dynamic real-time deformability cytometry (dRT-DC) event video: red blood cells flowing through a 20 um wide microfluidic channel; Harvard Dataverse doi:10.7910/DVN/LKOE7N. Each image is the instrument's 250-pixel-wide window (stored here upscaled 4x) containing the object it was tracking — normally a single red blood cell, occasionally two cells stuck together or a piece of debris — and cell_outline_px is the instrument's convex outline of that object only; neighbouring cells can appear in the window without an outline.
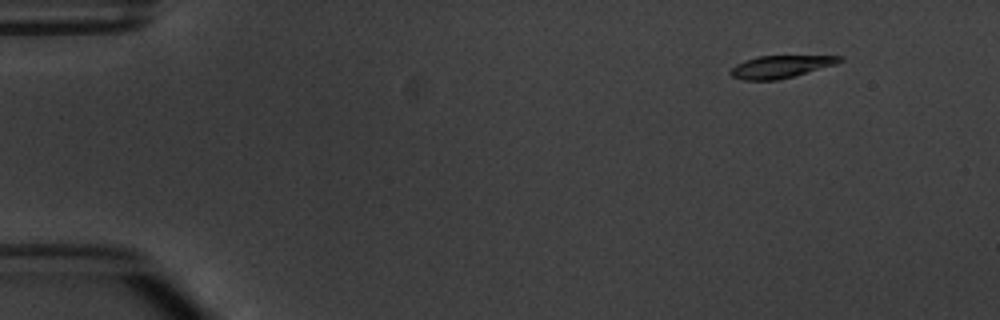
{"species": "common noctule bat (a hibernating species)", "species_latin": "Nyctalus noctula", "temperature_condition": "warm", "stored_images_in_passage": 4, "camera_frame_rate_fps": 3000, "um_per_image_px": 0.085, "animal": {"sex": "male", "body_mass_g": 20.1, "forearm_length_mm": 53.5}, "frame": {"image": 1, "passage_image": 1, "time_ms": 0.0, "image_size_px": [1000, 320], "cell_outline_px": [[844, 60], [836, 64], [792, 76], [776, 80], [744, 80], [732, 76], [728, 72], [736, 64], [744, 60], [760, 56], [844, 56]], "centroid_in_image_um": [66.33, 5.66], "position_along_channel_um": 18.7, "area_um2": 14.05}}